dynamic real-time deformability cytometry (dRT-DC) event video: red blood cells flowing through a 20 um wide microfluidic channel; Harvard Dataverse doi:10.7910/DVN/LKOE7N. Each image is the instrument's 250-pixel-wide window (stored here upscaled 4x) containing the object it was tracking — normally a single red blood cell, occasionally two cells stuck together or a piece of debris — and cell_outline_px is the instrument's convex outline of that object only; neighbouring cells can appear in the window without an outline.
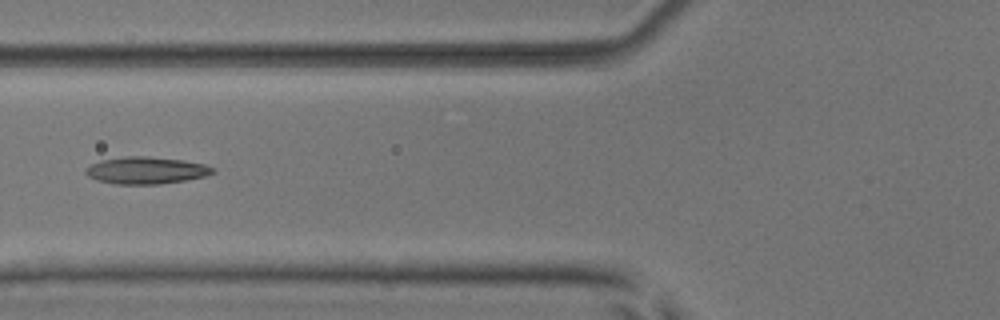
{"species": "common noctule bat (a hibernating species)", "species_latin": "Nyctalus noctula", "temperature_condition": "room temperature", "stored_images_in_passage": 7, "camera_frame_rate_fps": 3000, "um_per_image_px": 0.085, "animal": {"sex": "male", "body_mass_g": 17.9, "forearm_length_mm": 54.2}, "frame": {"image": 1, "passage_image": 7, "time_ms": 6.667, "image_size_px": [1000, 320], "cell_outline_px": [[216, 172], [204, 176], [184, 180], [160, 184], [116, 184], [96, 180], [88, 176], [84, 172], [84, 168], [100, 160], [124, 156], [148, 156], [184, 160], [204, 164], [216, 168]], "centroid_in_image_um": [12.41, 14.47], "position_along_channel_um": 113.4, "area_um2": 20.17}}